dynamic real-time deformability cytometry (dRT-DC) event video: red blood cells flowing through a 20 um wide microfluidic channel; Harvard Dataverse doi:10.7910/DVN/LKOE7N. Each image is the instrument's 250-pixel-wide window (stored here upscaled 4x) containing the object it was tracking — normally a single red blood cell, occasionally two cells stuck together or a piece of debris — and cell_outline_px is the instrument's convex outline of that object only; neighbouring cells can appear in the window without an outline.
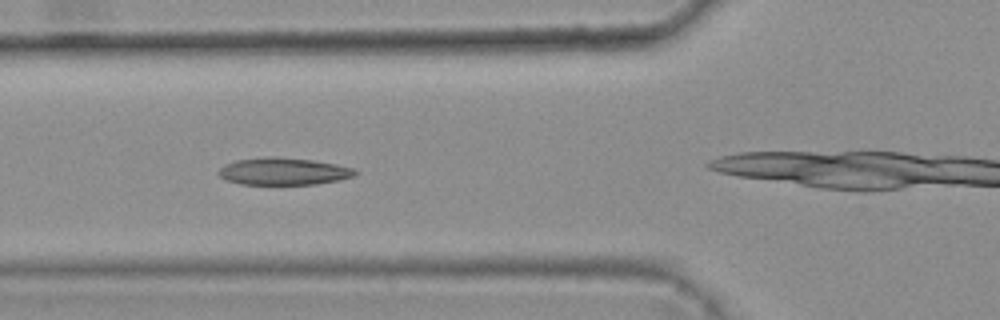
{"species": "common noctule bat (a hibernating species)", "species_latin": "Nyctalus noctula", "temperature_condition": "warm", "stored_images_in_passage": 32, "camera_frame_rate_fps": 3000, "um_per_image_px": 0.085, "animal": {"sex": "female", "body_mass_g": 25.1}, "frame": {"image": 1, "passage_image": 11, "time_ms": 3.333, "image_size_px": [1000, 320], "cell_outline_px": [[360, 172], [352, 176], [340, 180], [316, 184], [240, 184], [228, 180], [220, 176], [216, 172], [224, 164], [236, 160], [272, 156], [312, 160], [336, 164], [356, 168]], "centroid_in_image_um": [24.12, 14.56], "position_along_channel_um": 101.7, "area_um2": 21.68}}